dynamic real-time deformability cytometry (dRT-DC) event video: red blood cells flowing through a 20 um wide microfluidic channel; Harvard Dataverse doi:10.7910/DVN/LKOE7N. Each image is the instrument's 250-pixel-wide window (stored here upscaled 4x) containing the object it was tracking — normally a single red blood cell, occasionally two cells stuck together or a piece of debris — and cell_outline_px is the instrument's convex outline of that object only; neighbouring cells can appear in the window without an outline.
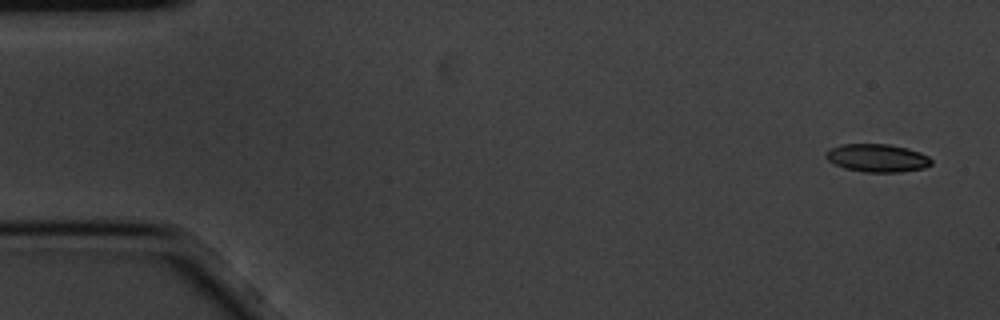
{"species": "common noctule bat (a hibernating species)", "species_latin": "Nyctalus noctula", "temperature_condition": "cold", "stored_images_in_passage": 5, "camera_frame_rate_fps": 3000, "um_per_image_px": 0.085, "animal": {"sex": "male", "body_mass_g": 20.1, "forearm_length_mm": 53.5}, "frame": {"image": 1, "passage_image": 1, "time_ms": 0.0, "image_size_px": [1000, 320], "cell_outline_px": [[932, 164], [924, 168], [900, 172], [864, 172], [844, 168], [828, 160], [824, 156], [832, 148], [840, 144], [888, 144], [908, 148], [920, 152], [928, 156], [932, 160]], "centroid_in_image_um": [74.6, 13.43], "position_along_channel_um": 10.4, "area_um2": 17.17}}
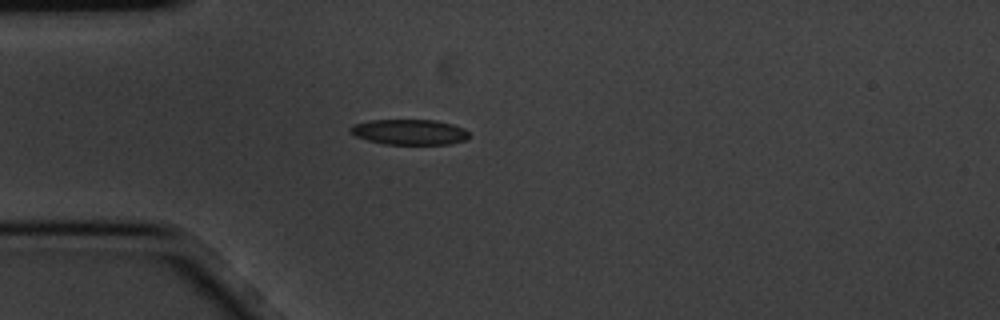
{"frame": {"image": 2, "passage_image": 5, "time_ms": 1.333, "image_size_px": [1000, 320], "cell_outline_px": [[468, 140], [452, 144], [384, 144], [368, 140], [356, 136], [348, 132], [348, 128], [352, 124], [372, 120], [436, 120], [452, 124], [464, 128], [468, 132]], "centroid_in_image_um": [34.8, 11.22], "position_along_channel_um": 50.2, "area_um2": 17.74}}